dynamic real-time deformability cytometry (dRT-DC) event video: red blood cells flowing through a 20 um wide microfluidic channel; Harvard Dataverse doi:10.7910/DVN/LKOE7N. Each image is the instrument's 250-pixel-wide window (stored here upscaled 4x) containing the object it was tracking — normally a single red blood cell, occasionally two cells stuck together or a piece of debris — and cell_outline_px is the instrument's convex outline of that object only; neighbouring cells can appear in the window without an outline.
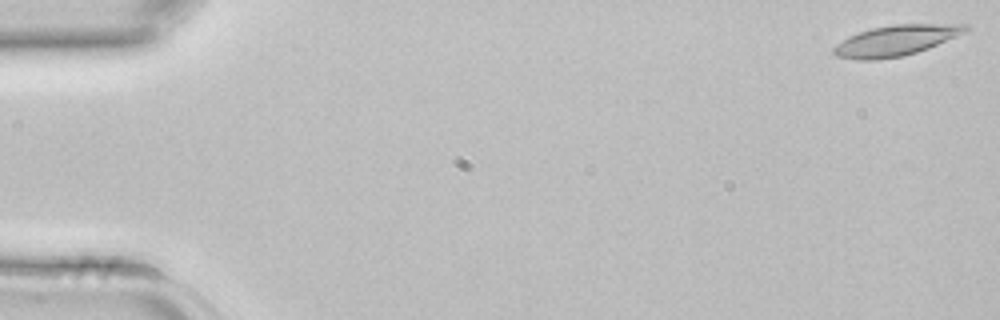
{"species": "common noctule bat (a hibernating species)", "species_latin": "Nyctalus noctula", "temperature_condition": "room temperature", "stored_images_in_passage": 5, "camera_frame_rate_fps": 3000, "um_per_image_px": 0.085, "animal": {"sex": "female", "body_mass_g": 22.7, "forearm_length_mm": 54.2}, "frame": {"image": 1, "passage_image": 1, "time_ms": 0.0, "image_size_px": [1000, 320], "cell_outline_px": [[972, 28], [968, 32], [928, 48], [916, 52], [900, 56], [876, 60], [856, 60], [836, 56], [832, 52], [832, 48], [836, 44], [848, 36], [872, 28], [892, 24], [968, 24]], "centroid_in_image_um": [76.17, 3.43], "position_along_channel_um": 8.8, "area_um2": 23.64}}